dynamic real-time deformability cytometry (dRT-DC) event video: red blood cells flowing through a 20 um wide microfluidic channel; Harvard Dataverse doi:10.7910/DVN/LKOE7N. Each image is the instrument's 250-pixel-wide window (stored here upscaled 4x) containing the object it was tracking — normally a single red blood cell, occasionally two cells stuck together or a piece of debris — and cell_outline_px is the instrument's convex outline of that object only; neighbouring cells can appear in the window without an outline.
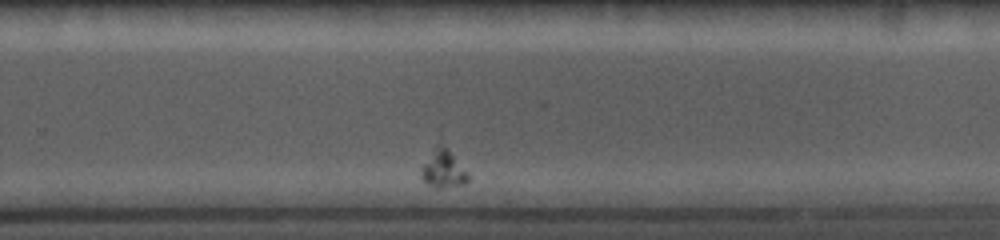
{"species": "common noctule bat (a hibernating species)", "species_latin": "Nyctalus noctula", "temperature_condition": "cold", "stored_images_in_passage": 27, "camera_frame_rate_fps": 5000, "um_per_image_px": 0.085, "animal": {"sex": "female", "body_mass_g": 19.0, "forearm_length_mm": 56.7}, "frame": {"image": 1, "passage_image": 19, "time_ms": 7.6, "image_size_px": [1000, 240], "cell_outline_px": [[468, 184], [440, 188], [436, 188], [428, 184], [420, 176], [420, 168], [436, 144], [440, 144], [468, 172]], "centroid_in_image_um": [37.65, 14.42], "position_along_channel_um": 292.1, "area_um2": 10.06}}